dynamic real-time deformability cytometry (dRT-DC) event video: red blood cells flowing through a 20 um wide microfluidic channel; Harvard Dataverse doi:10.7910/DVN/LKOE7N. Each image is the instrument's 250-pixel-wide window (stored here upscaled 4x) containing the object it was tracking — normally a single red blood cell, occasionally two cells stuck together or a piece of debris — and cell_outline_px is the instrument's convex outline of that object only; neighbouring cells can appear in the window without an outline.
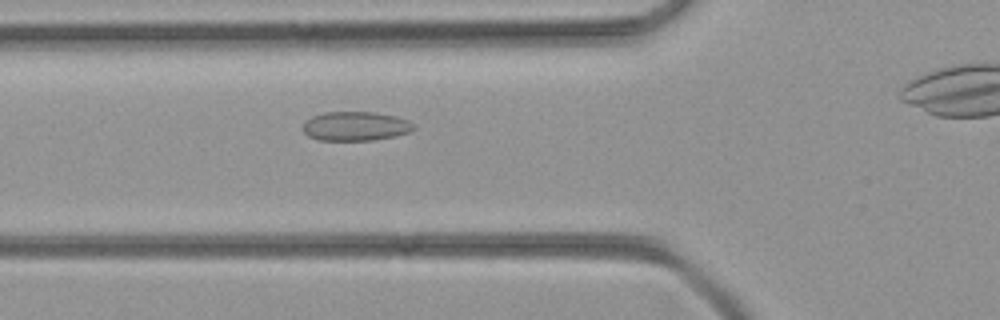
{"species": "common noctule bat (a hibernating species)", "species_latin": "Nyctalus noctula", "temperature_condition": "room temperature", "stored_images_in_passage": 30, "camera_frame_rate_fps": 3000, "um_per_image_px": 0.085, "animal": {"sex": "female", "body_mass_g": 21.9}, "frame": {"image": 1, "passage_image": 8, "time_ms": 2.333, "image_size_px": [1000, 320], "cell_outline_px": [[416, 128], [408, 132], [396, 136], [372, 140], [316, 140], [308, 136], [300, 128], [304, 120], [312, 116], [324, 112], [376, 112], [396, 116], [408, 120]], "centroid_in_image_um": [30.16, 10.72], "position_along_channel_um": 95.6, "area_um2": 19.07}}
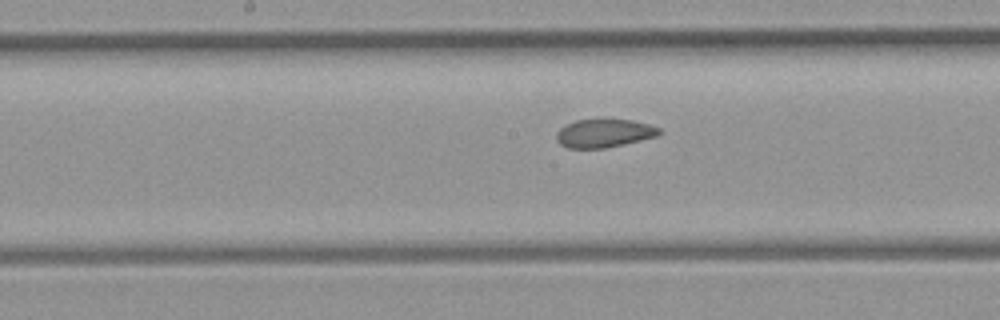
{"frame": {"image": 2, "passage_image": 15, "time_ms": 4.667, "image_size_px": [1000, 320], "cell_outline_px": [[664, 132], [656, 136], [624, 144], [604, 148], [568, 148], [560, 144], [556, 140], [556, 132], [560, 128], [576, 120], [632, 120], [648, 124], [660, 128]], "centroid_in_image_um": [51.35, 11.33], "position_along_channel_um": 196.8, "area_um2": 16.82}}
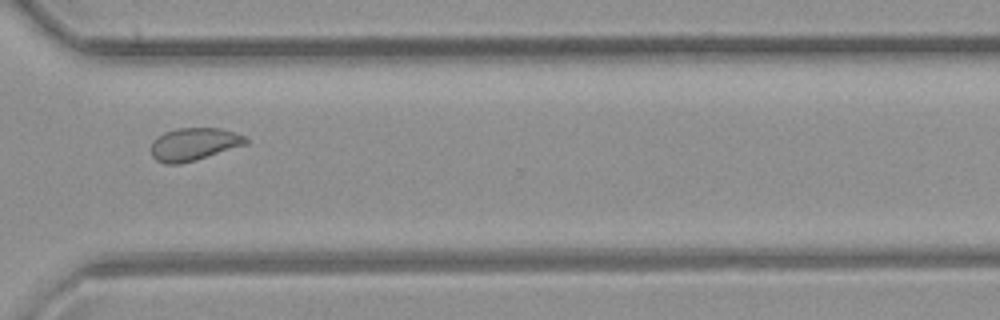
{"frame": {"image": 3, "passage_image": 26, "time_ms": 8.333, "image_size_px": [1000, 320], "cell_outline_px": [[248, 144], [196, 160], [180, 164], [164, 164], [156, 160], [152, 156], [152, 140], [156, 136], [164, 132], [176, 128], [220, 128], [236, 132], [244, 136], [248, 140]], "centroid_in_image_um": [16.48, 12.25], "position_along_channel_um": 354.1, "area_um2": 18.26}}